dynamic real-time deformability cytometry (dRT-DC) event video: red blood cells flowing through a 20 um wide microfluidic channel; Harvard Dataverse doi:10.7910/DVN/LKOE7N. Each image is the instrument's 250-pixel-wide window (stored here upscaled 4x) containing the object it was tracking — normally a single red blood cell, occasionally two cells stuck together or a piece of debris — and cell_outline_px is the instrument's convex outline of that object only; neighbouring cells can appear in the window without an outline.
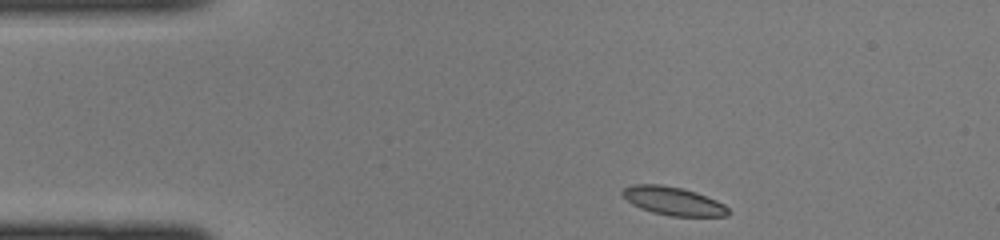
{"species": "common noctule bat (a hibernating species)", "species_latin": "Nyctalus noctula", "temperature_condition": "cold", "stored_images_in_passage": 38, "camera_frame_rate_fps": 3000, "um_per_image_px": 0.085, "animal": {"sex": "female", "body_mass_g": 22.0, "forearm_length_mm": 56.7}, "frame": {"image": 1, "passage_image": 1, "time_ms": 0.0, "image_size_px": [1000, 240], "cell_outline_px": [[732, 212], [728, 216], [672, 216], [652, 212], [640, 208], [632, 204], [620, 192], [624, 188], [632, 184], [660, 184], [684, 188], [696, 192], [716, 200], [724, 204]], "centroid_in_image_um": [57.24, 17.08], "position_along_channel_um": 27.8, "area_um2": 17.57}}
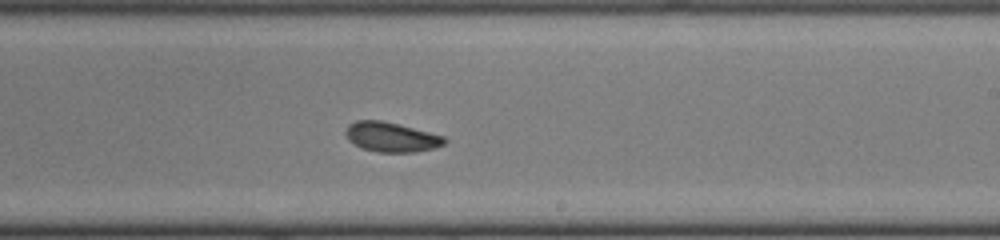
{"frame": {"image": 2, "passage_image": 20, "time_ms": 6.333, "image_size_px": [1000, 240], "cell_outline_px": [[448, 140], [444, 144], [432, 148], [416, 152], [376, 152], [360, 148], [348, 140], [344, 132], [348, 124], [356, 120], [380, 120], [444, 136]], "centroid_in_image_um": [33.2, 11.66], "position_along_channel_um": 255.8, "area_um2": 17.05}}
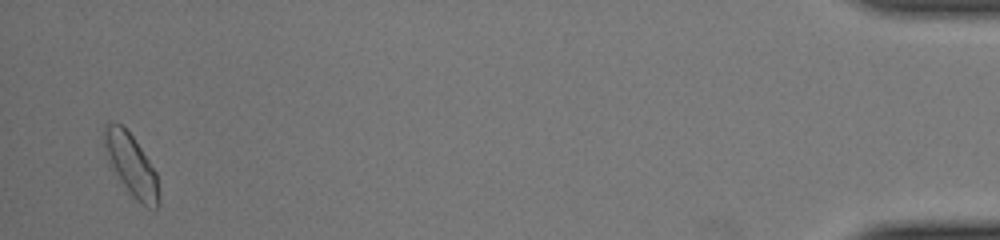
{"frame": {"image": 3, "passage_image": 37, "time_ms": 12.0, "image_size_px": [1000, 240], "cell_outline_px": [[160, 204], [156, 208], [148, 208], [136, 200], [132, 196], [108, 164], [104, 152], [104, 124], [112, 120], [120, 124], [132, 136], [156, 172], [160, 200]], "centroid_in_image_um": [11.12, 14.02], "position_along_channel_um": 424.1, "area_um2": 19.71}}